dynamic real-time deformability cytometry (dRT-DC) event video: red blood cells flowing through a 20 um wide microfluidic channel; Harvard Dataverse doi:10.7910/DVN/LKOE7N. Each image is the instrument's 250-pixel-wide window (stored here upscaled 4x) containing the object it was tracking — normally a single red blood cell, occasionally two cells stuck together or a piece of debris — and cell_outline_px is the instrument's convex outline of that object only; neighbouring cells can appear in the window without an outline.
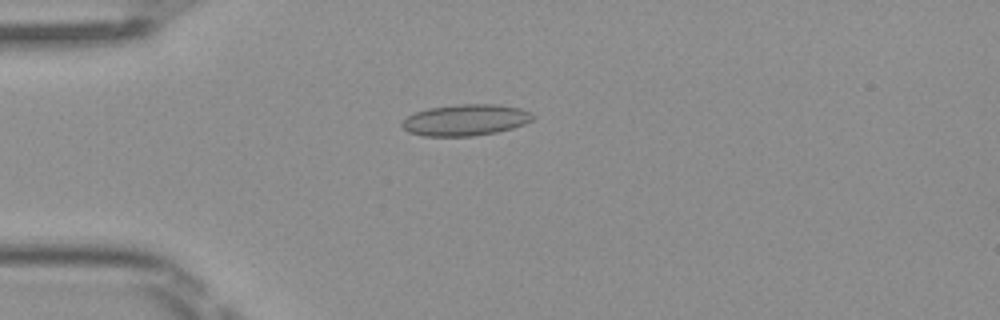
{"species": "Egyptian fruit bat (a non-hibernating species)", "species_latin": "Rousettus aegyptiacus", "temperature_condition": "room temperature", "stored_images_in_passage": 4, "camera_frame_rate_fps": 3000, "um_per_image_px": 0.085, "frame": {"image": 1, "passage_image": 3, "time_ms": 0.667, "image_size_px": [1000, 320], "cell_outline_px": [[536, 116], [532, 120], [524, 124], [512, 128], [496, 132], [472, 136], [424, 136], [408, 132], [400, 124], [408, 116], [416, 112], [428, 108], [456, 104], [500, 104], [520, 108], [532, 112]], "centroid_in_image_um": [39.6, 10.19], "position_along_channel_um": 45.4, "area_um2": 23.99}}